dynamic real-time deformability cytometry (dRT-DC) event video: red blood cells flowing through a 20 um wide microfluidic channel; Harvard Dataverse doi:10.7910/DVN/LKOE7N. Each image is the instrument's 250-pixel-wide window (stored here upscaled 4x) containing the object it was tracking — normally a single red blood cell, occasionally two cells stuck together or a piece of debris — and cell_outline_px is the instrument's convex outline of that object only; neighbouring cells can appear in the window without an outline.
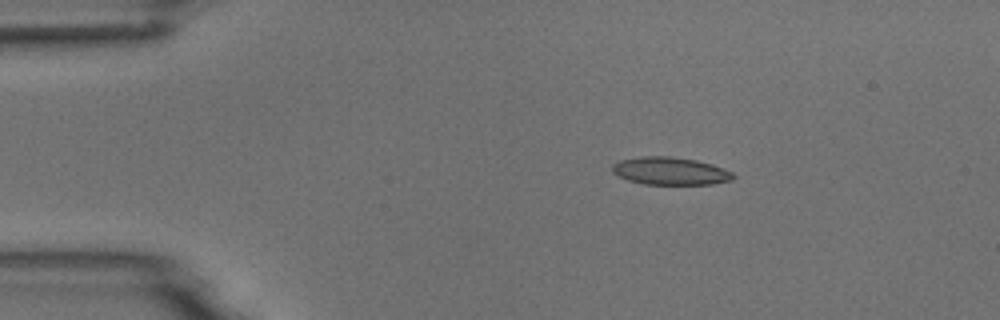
{"species": "common noctule bat (a hibernating species)", "species_latin": "Nyctalus noctula", "temperature_condition": "room temperature", "stored_images_in_passage": 4, "camera_frame_rate_fps": 3000, "um_per_image_px": 0.085, "animal": {"sex": "male", "body_mass_g": 18.8}, "frame": {"image": 1, "passage_image": 3, "time_ms": 2.333, "image_size_px": [1000, 320], "cell_outline_px": [[736, 176], [732, 180], [712, 184], [644, 184], [628, 180], [612, 172], [612, 164], [620, 160], [640, 156], [668, 156], [696, 160], [712, 164], [732, 172]], "centroid_in_image_um": [56.97, 14.53], "position_along_channel_um": 28.0, "area_um2": 19.48}}